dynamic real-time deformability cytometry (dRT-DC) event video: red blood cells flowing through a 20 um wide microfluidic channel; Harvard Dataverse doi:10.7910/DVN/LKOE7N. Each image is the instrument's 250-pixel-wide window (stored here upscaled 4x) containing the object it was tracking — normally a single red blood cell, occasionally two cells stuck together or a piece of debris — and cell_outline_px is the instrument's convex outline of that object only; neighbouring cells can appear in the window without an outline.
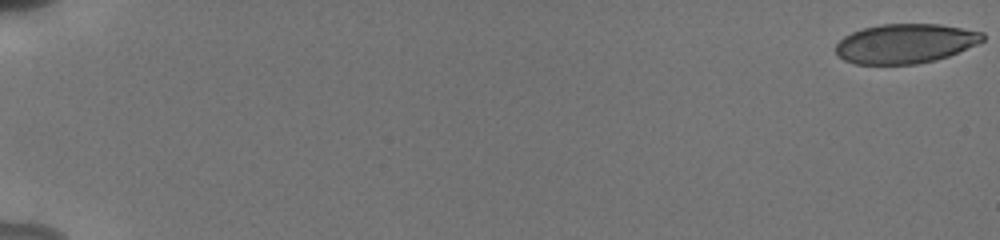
{"species": "human", "species_latin": "Homo sapiens", "temperature_condition": "cold", "stored_images_in_passage": 54, "camera_frame_rate_fps": 3000, "um_per_image_px": 0.085, "donor": {"sex": "male"}, "frame": {"image": 1, "passage_image": 1, "time_ms": 0.0, "image_size_px": [1000, 240], "cell_outline_px": [[984, 40], [976, 44], [948, 56], [936, 60], [916, 64], [856, 64], [844, 60], [836, 52], [836, 44], [844, 36], [852, 32], [864, 28], [880, 24], [940, 24], [984, 32]], "centroid_in_image_um": [76.95, 3.7], "position_along_channel_um": 8.1, "area_um2": 33.7}}
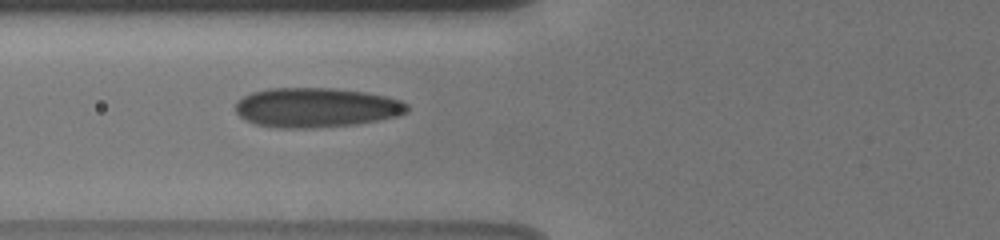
{"frame": {"image": 2, "passage_image": 24, "time_ms": 7.667, "image_size_px": [1000, 240], "cell_outline_px": [[408, 112], [400, 116], [356, 124], [312, 128], [280, 128], [256, 124], [240, 116], [236, 112], [236, 100], [252, 92], [268, 88], [332, 88], [364, 92], [388, 96], [400, 100], [408, 104]], "centroid_in_image_um": [26.9, 9.14], "position_along_channel_um": 98.9, "area_um2": 39.71}}
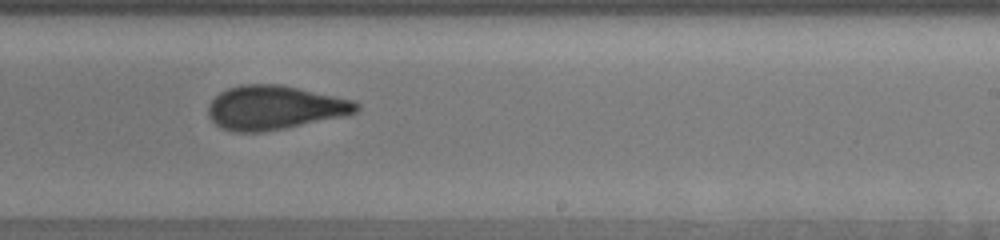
{"frame": {"image": 3, "passage_image": 37, "time_ms": 12.0, "image_size_px": [1000, 240], "cell_outline_px": [[360, 108], [356, 112], [348, 116], [284, 128], [260, 132], [232, 132], [220, 128], [208, 116], [208, 104], [220, 92], [228, 88], [244, 84], [280, 84], [356, 100], [360, 104]], "centroid_in_image_um": [23.37, 9.15], "position_along_channel_um": 265.6, "area_um2": 38.32}, "authors_computed_cell_mechanics": {"area_um2": 36.6163, "velocity_mm_per_s": 3.8537, "shape_relaxation_time_tau1_ms": 6.8402, "shape_relaxation_time_tau2_ms": 1.2282, "deformation_change_tau1": 0.1728, "deformation_change_tau2": 0.0837}}